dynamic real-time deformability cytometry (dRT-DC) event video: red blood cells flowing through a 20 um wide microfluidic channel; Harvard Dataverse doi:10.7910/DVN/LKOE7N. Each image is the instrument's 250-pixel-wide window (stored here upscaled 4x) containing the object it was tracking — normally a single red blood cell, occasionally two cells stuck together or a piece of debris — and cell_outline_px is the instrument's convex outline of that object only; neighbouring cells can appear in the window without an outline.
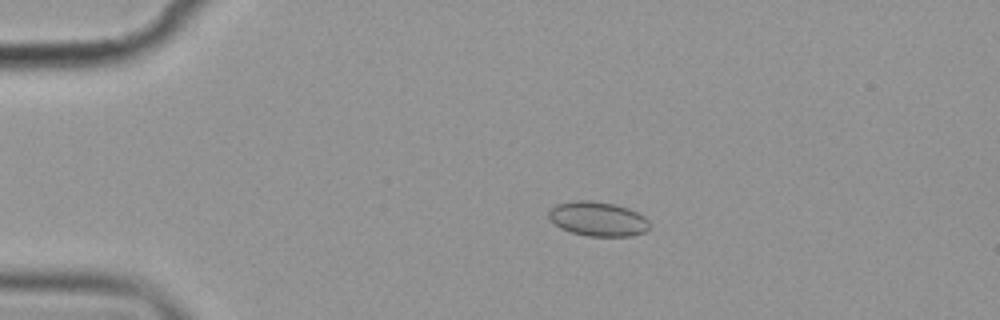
{"species": "common noctule bat (a hibernating species)", "species_latin": "Nyctalus noctula", "temperature_condition": "cold", "stored_images_in_passage": 7, "camera_frame_rate_fps": 3000, "um_per_image_px": 0.085, "animal": {"sex": "female", "body_mass_g": 19.9}, "frame": {"image": 1, "passage_image": 4, "time_ms": 3.667, "image_size_px": [1000, 320], "cell_outline_px": [[648, 228], [644, 232], [632, 236], [588, 236], [572, 232], [560, 228], [548, 216], [548, 212], [556, 204], [572, 200], [588, 200], [616, 204], [628, 208], [644, 216], [648, 220]], "centroid_in_image_um": [50.81, 18.6], "position_along_channel_um": 34.2, "area_um2": 20.17}}
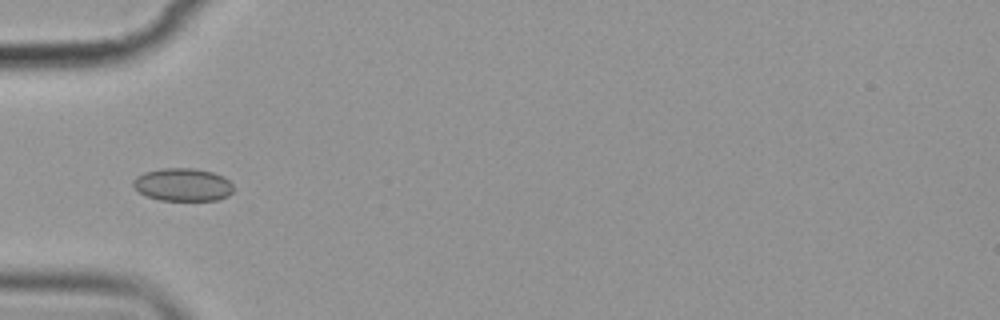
{"frame": {"image": 2, "passage_image": 6, "time_ms": 6.0, "image_size_px": [1000, 320], "cell_outline_px": [[232, 192], [228, 196], [216, 200], [160, 200], [144, 196], [132, 184], [132, 180], [136, 176], [144, 172], [164, 168], [196, 168], [212, 172], [224, 176], [232, 184]], "centroid_in_image_um": [15.52, 15.69], "position_along_channel_um": 69.5, "area_um2": 19.31}}
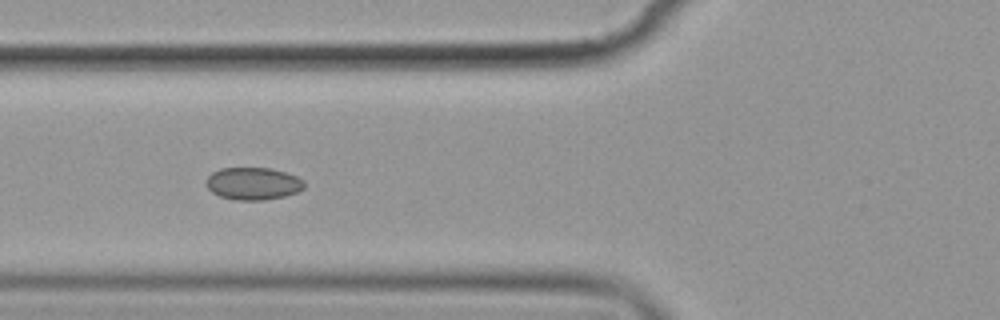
{"frame": {"image": 3, "passage_image": 7, "time_ms": 7.0, "image_size_px": [1000, 320], "cell_outline_px": [[304, 188], [296, 192], [284, 196], [264, 200], [232, 200], [220, 196], [212, 192], [204, 184], [208, 176], [212, 172], [220, 168], [272, 168], [296, 176], [304, 180]], "centroid_in_image_um": [21.48, 15.6], "position_along_channel_um": 104.3, "area_um2": 18.61}}